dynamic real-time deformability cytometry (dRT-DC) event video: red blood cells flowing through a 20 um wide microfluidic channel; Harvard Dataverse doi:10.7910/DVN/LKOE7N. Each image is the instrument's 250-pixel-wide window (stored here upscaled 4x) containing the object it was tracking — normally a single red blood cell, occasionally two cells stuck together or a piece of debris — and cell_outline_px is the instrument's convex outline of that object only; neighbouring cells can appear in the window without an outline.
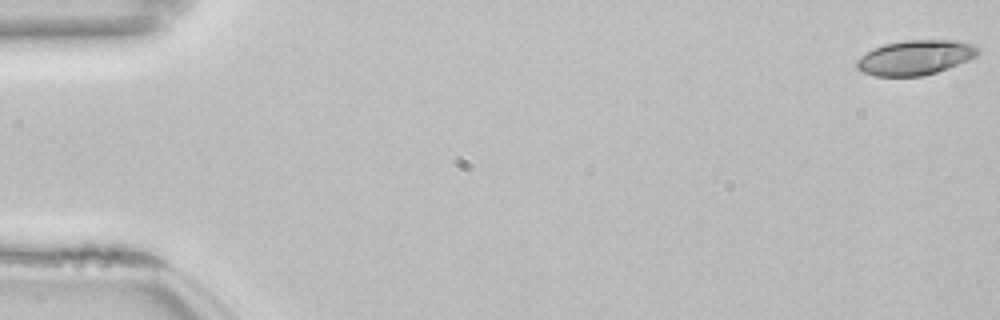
{"species": "common noctule bat (a hibernating species)", "species_latin": "Nyctalus noctula", "temperature_condition": "room temperature", "stored_images_in_passage": 54, "camera_frame_rate_fps": 3000, "um_per_image_px": 0.085, "animal": {"sex": "female", "body_mass_g": 22.7, "forearm_length_mm": 54.2}, "frame": {"image": 1, "passage_image": 1, "time_ms": 0.0, "image_size_px": [1000, 320], "cell_outline_px": [[980, 52], [976, 56], [968, 60], [948, 68], [924, 76], [872, 76], [860, 72], [856, 68], [856, 60], [860, 56], [884, 44], [904, 40], [956, 40], [972, 44], [980, 48]], "centroid_in_image_um": [77.79, 4.89], "position_along_channel_um": 7.2, "area_um2": 24.68}}
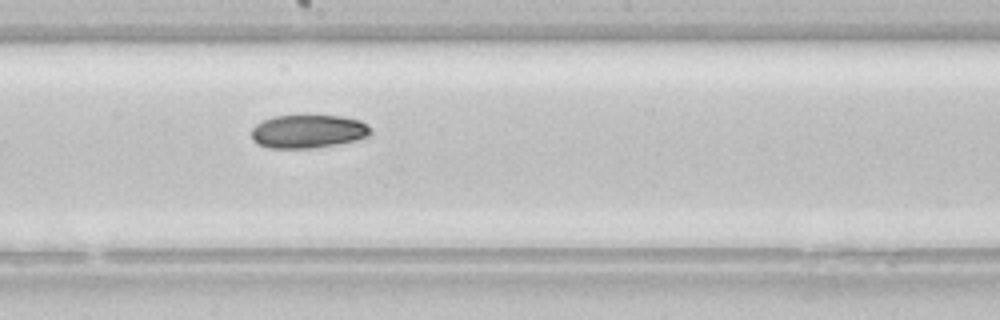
{"frame": {"image": 2, "passage_image": 30, "time_ms": 9.667, "image_size_px": [1000, 320], "cell_outline_px": [[372, 132], [368, 136], [356, 140], [336, 144], [312, 148], [268, 148], [252, 140], [252, 128], [256, 124], [272, 116], [340, 116], [360, 120], [368, 124], [372, 128]], "centroid_in_image_um": [26.21, 11.17], "position_along_channel_um": 222.0, "area_um2": 23.12}}
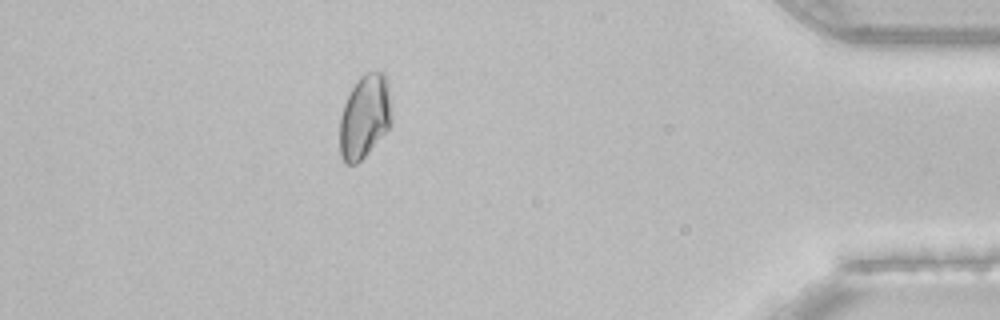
{"frame": {"image": 3, "passage_image": 48, "time_ms": 15.667, "image_size_px": [1000, 320], "cell_outline_px": [[392, 124], [368, 152], [356, 164], [348, 164], [340, 156], [340, 116], [344, 104], [352, 88], [360, 76], [364, 72], [384, 72], [388, 80], [392, 116]], "centroid_in_image_um": [31.01, 9.88], "position_along_channel_um": 404.2, "area_um2": 25.32}}